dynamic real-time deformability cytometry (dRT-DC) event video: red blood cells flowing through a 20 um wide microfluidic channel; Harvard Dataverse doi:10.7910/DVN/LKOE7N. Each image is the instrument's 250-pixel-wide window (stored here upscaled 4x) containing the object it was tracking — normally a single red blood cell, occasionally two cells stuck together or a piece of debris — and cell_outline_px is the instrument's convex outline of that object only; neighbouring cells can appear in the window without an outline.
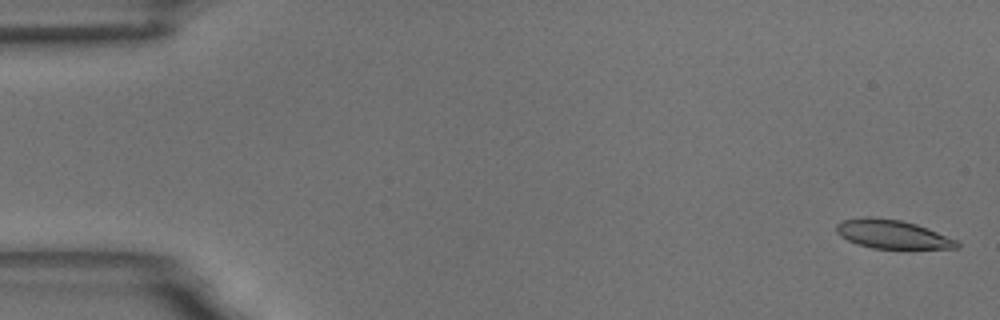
{"species": "common noctule bat (a hibernating species)", "species_latin": "Nyctalus noctula", "temperature_condition": "room temperature", "stored_images_in_passage": 59, "camera_frame_rate_fps": 3000, "um_per_image_px": 0.085, "animal": {"sex": "male", "body_mass_g": 18.8}, "frame": {"image": 1, "passage_image": 2, "time_ms": 0.333, "image_size_px": [1000, 320], "cell_outline_px": [[960, 244], [956, 248], [872, 248], [856, 244], [840, 236], [836, 232], [836, 224], [840, 220], [864, 216], [872, 216], [900, 220], [916, 224], [928, 228], [956, 240]], "centroid_in_image_um": [75.77, 19.89], "position_along_channel_um": 9.2, "area_um2": 20.17}}
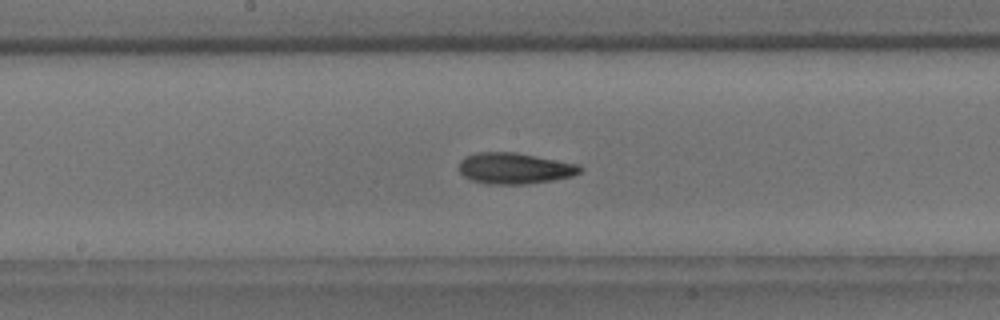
{"frame": {"image": 2, "passage_image": 31, "time_ms": 10.0, "image_size_px": [1000, 320], "cell_outline_px": [[584, 168], [580, 172], [572, 176], [552, 180], [524, 184], [488, 184], [472, 180], [464, 176], [460, 172], [460, 160], [464, 156], [476, 152], [516, 152], [576, 164]], "centroid_in_image_um": [43.71, 14.3], "position_along_channel_um": 204.5, "area_um2": 21.79}}
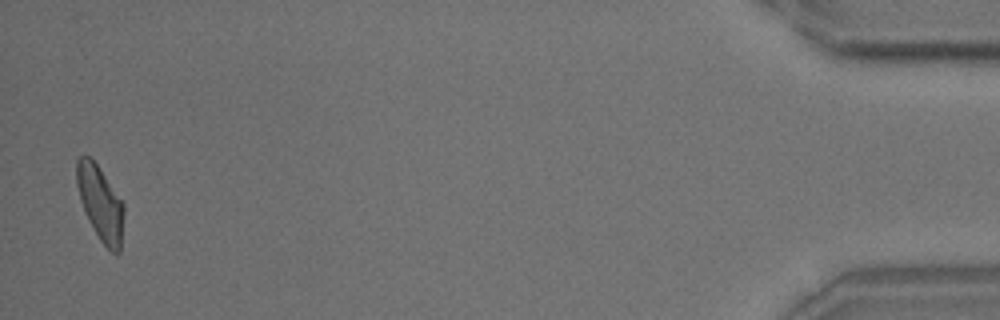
{"frame": {"image": 3, "passage_image": 58, "time_ms": 19.0, "image_size_px": [1000, 320], "cell_outline_px": [[124, 216], [120, 252], [116, 256], [100, 240], [84, 212], [80, 200], [76, 184], [76, 160], [80, 156], [88, 156], [96, 164], [124, 204]], "centroid_in_image_um": [8.53, 17.3], "position_along_channel_um": 426.7, "area_um2": 20.35}, "authors_computed_cell_mechanics": {"area_um2": 21.1548, "velocity_mm_per_s": 3.4577, "shape_relaxation_time_tau1_ms": 11.1553, "shape_relaxation_time_tau2_ms": 2.9126, "deformation_change_tau1": 0.2127, "deformation_change_tau2": 0.1003}}